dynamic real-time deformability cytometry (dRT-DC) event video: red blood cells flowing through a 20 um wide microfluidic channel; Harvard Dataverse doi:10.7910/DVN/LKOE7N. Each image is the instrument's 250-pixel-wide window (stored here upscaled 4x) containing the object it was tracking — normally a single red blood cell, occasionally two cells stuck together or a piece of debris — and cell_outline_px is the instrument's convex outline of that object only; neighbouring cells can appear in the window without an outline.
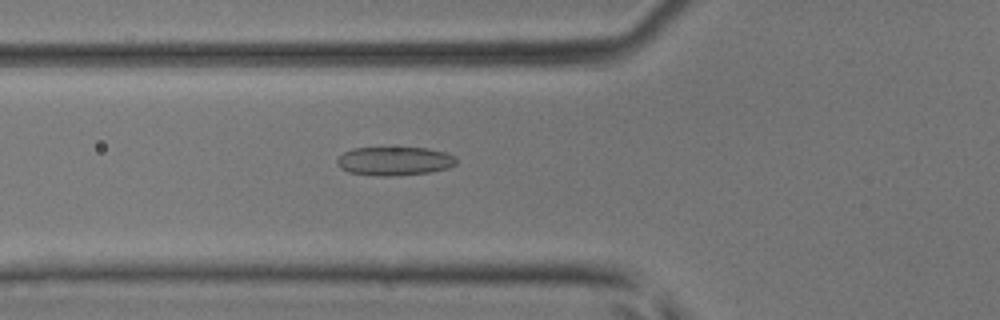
{"species": "common noctule bat (a hibernating species)", "species_latin": "Nyctalus noctula", "temperature_condition": "room temperature", "stored_images_in_passage": 46, "camera_frame_rate_fps": 3000, "um_per_image_px": 0.085, "animal": {"sex": "male", "body_mass_g": 17.9, "forearm_length_mm": 54.2}, "frame": {"image": 1, "passage_image": 17, "time_ms": 5.333, "image_size_px": [1000, 320], "cell_outline_px": [[456, 164], [448, 168], [428, 172], [392, 176], [376, 176], [348, 172], [340, 168], [336, 164], [336, 160], [344, 152], [352, 148], [428, 148], [444, 152], [456, 156]], "centroid_in_image_um": [33.51, 13.69], "position_along_channel_um": 92.3, "area_um2": 19.94}}
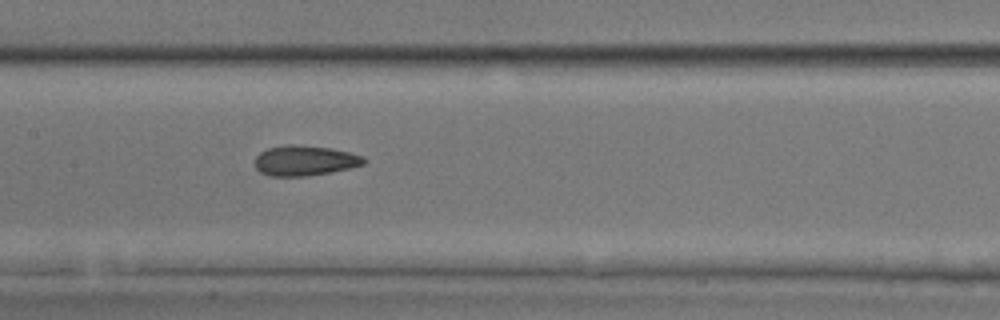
{"frame": {"image": 2, "passage_image": 23, "time_ms": 7.333, "image_size_px": [1000, 320], "cell_outline_px": [[368, 160], [364, 164], [352, 168], [308, 176], [268, 176], [260, 172], [256, 168], [256, 156], [260, 152], [268, 148], [284, 144], [296, 144], [332, 148], [364, 156]], "centroid_in_image_um": [25.93, 13.64], "position_along_channel_um": 181.5, "area_um2": 19.42}}
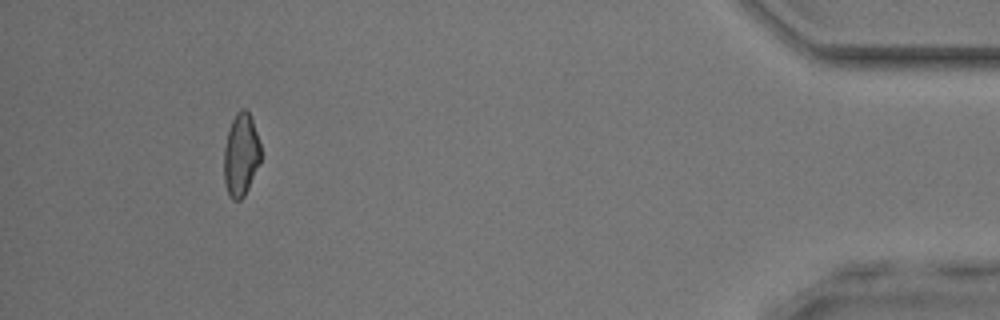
{"frame": {"image": 3, "passage_image": 43, "time_ms": 14.0, "image_size_px": [1000, 320], "cell_outline_px": [[260, 164], [244, 196], [240, 200], [232, 200], [228, 196], [224, 180], [224, 148], [228, 128], [236, 112], [240, 108], [244, 108], [248, 112], [252, 120], [260, 144]], "centroid_in_image_um": [20.46, 13.17], "position_along_channel_um": 414.7, "area_um2": 17.86}}